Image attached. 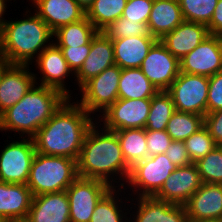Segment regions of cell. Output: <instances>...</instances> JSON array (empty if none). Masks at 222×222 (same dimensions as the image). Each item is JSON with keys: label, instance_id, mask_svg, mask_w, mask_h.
<instances>
[{"label": "cell", "instance_id": "1", "mask_svg": "<svg viewBox=\"0 0 222 222\" xmlns=\"http://www.w3.org/2000/svg\"><path fill=\"white\" fill-rule=\"evenodd\" d=\"M77 173L78 177L101 180L112 188L124 187L130 167L126 164L115 131L105 129L98 121L94 122L85 136L77 160Z\"/></svg>", "mask_w": 222, "mask_h": 222}, {"label": "cell", "instance_id": "2", "mask_svg": "<svg viewBox=\"0 0 222 222\" xmlns=\"http://www.w3.org/2000/svg\"><path fill=\"white\" fill-rule=\"evenodd\" d=\"M95 121L75 99H67L33 137L36 152L78 160L85 136Z\"/></svg>", "mask_w": 222, "mask_h": 222}, {"label": "cell", "instance_id": "3", "mask_svg": "<svg viewBox=\"0 0 222 222\" xmlns=\"http://www.w3.org/2000/svg\"><path fill=\"white\" fill-rule=\"evenodd\" d=\"M67 99L54 88L35 84L19 102L0 115V132L33 138Z\"/></svg>", "mask_w": 222, "mask_h": 222}, {"label": "cell", "instance_id": "4", "mask_svg": "<svg viewBox=\"0 0 222 222\" xmlns=\"http://www.w3.org/2000/svg\"><path fill=\"white\" fill-rule=\"evenodd\" d=\"M20 19L2 26L4 51L10 64L32 65L39 54L53 43L54 32L28 7ZM24 18V19H23Z\"/></svg>", "mask_w": 222, "mask_h": 222}, {"label": "cell", "instance_id": "5", "mask_svg": "<svg viewBox=\"0 0 222 222\" xmlns=\"http://www.w3.org/2000/svg\"><path fill=\"white\" fill-rule=\"evenodd\" d=\"M77 178V160L36 152L31 164L27 186L33 196H37L66 191Z\"/></svg>", "mask_w": 222, "mask_h": 222}, {"label": "cell", "instance_id": "6", "mask_svg": "<svg viewBox=\"0 0 222 222\" xmlns=\"http://www.w3.org/2000/svg\"><path fill=\"white\" fill-rule=\"evenodd\" d=\"M177 167L164 153L147 157L130 168L123 189L127 193L132 190L127 194L130 197H154Z\"/></svg>", "mask_w": 222, "mask_h": 222}, {"label": "cell", "instance_id": "7", "mask_svg": "<svg viewBox=\"0 0 222 222\" xmlns=\"http://www.w3.org/2000/svg\"><path fill=\"white\" fill-rule=\"evenodd\" d=\"M121 68L113 65L96 77L87 81L79 90L80 99L76 102L97 119L117 99ZM99 113V114H98ZM97 116V117H96Z\"/></svg>", "mask_w": 222, "mask_h": 222}, {"label": "cell", "instance_id": "8", "mask_svg": "<svg viewBox=\"0 0 222 222\" xmlns=\"http://www.w3.org/2000/svg\"><path fill=\"white\" fill-rule=\"evenodd\" d=\"M5 143L0 151V181L15 184H27L33 158L36 154L33 138L19 139Z\"/></svg>", "mask_w": 222, "mask_h": 222}, {"label": "cell", "instance_id": "9", "mask_svg": "<svg viewBox=\"0 0 222 222\" xmlns=\"http://www.w3.org/2000/svg\"><path fill=\"white\" fill-rule=\"evenodd\" d=\"M208 89L207 76L180 72L167 92L172 97L175 110L205 116Z\"/></svg>", "mask_w": 222, "mask_h": 222}, {"label": "cell", "instance_id": "10", "mask_svg": "<svg viewBox=\"0 0 222 222\" xmlns=\"http://www.w3.org/2000/svg\"><path fill=\"white\" fill-rule=\"evenodd\" d=\"M111 189L101 180L78 177L66 189L70 222H90L94 208Z\"/></svg>", "mask_w": 222, "mask_h": 222}, {"label": "cell", "instance_id": "11", "mask_svg": "<svg viewBox=\"0 0 222 222\" xmlns=\"http://www.w3.org/2000/svg\"><path fill=\"white\" fill-rule=\"evenodd\" d=\"M33 63L41 77L37 78L39 74L34 72L37 85L54 88L68 99L73 98V92L69 90L70 85H67L66 79L72 77L75 81V74L66 62L61 49L54 42L45 48Z\"/></svg>", "mask_w": 222, "mask_h": 222}, {"label": "cell", "instance_id": "12", "mask_svg": "<svg viewBox=\"0 0 222 222\" xmlns=\"http://www.w3.org/2000/svg\"><path fill=\"white\" fill-rule=\"evenodd\" d=\"M150 106L151 99L118 98L96 121L111 131L145 128Z\"/></svg>", "mask_w": 222, "mask_h": 222}, {"label": "cell", "instance_id": "13", "mask_svg": "<svg viewBox=\"0 0 222 222\" xmlns=\"http://www.w3.org/2000/svg\"><path fill=\"white\" fill-rule=\"evenodd\" d=\"M140 69L158 91H167L180 73V60L157 40L148 51Z\"/></svg>", "mask_w": 222, "mask_h": 222}, {"label": "cell", "instance_id": "14", "mask_svg": "<svg viewBox=\"0 0 222 222\" xmlns=\"http://www.w3.org/2000/svg\"><path fill=\"white\" fill-rule=\"evenodd\" d=\"M222 71V46L217 35L210 34L195 49L180 59V72L210 77Z\"/></svg>", "mask_w": 222, "mask_h": 222}, {"label": "cell", "instance_id": "15", "mask_svg": "<svg viewBox=\"0 0 222 222\" xmlns=\"http://www.w3.org/2000/svg\"><path fill=\"white\" fill-rule=\"evenodd\" d=\"M130 200L129 222H188L185 205L172 204L155 197H130Z\"/></svg>", "mask_w": 222, "mask_h": 222}, {"label": "cell", "instance_id": "16", "mask_svg": "<svg viewBox=\"0 0 222 222\" xmlns=\"http://www.w3.org/2000/svg\"><path fill=\"white\" fill-rule=\"evenodd\" d=\"M202 185L198 168L195 163H192L177 167L154 197L172 204L185 205Z\"/></svg>", "mask_w": 222, "mask_h": 222}, {"label": "cell", "instance_id": "17", "mask_svg": "<svg viewBox=\"0 0 222 222\" xmlns=\"http://www.w3.org/2000/svg\"><path fill=\"white\" fill-rule=\"evenodd\" d=\"M185 208L188 222H222V184L203 183Z\"/></svg>", "mask_w": 222, "mask_h": 222}, {"label": "cell", "instance_id": "18", "mask_svg": "<svg viewBox=\"0 0 222 222\" xmlns=\"http://www.w3.org/2000/svg\"><path fill=\"white\" fill-rule=\"evenodd\" d=\"M30 65L11 64L0 81V115L19 102L36 84Z\"/></svg>", "mask_w": 222, "mask_h": 222}, {"label": "cell", "instance_id": "19", "mask_svg": "<svg viewBox=\"0 0 222 222\" xmlns=\"http://www.w3.org/2000/svg\"><path fill=\"white\" fill-rule=\"evenodd\" d=\"M113 65H115V60L112 39L103 31H98L92 38L91 50L82 67L75 74V82L72 83L78 85L80 89L87 81Z\"/></svg>", "mask_w": 222, "mask_h": 222}, {"label": "cell", "instance_id": "20", "mask_svg": "<svg viewBox=\"0 0 222 222\" xmlns=\"http://www.w3.org/2000/svg\"><path fill=\"white\" fill-rule=\"evenodd\" d=\"M30 8L55 32L59 27L86 17V11L76 0H28Z\"/></svg>", "mask_w": 222, "mask_h": 222}, {"label": "cell", "instance_id": "21", "mask_svg": "<svg viewBox=\"0 0 222 222\" xmlns=\"http://www.w3.org/2000/svg\"><path fill=\"white\" fill-rule=\"evenodd\" d=\"M33 194L27 184L0 181V216L7 222H25Z\"/></svg>", "mask_w": 222, "mask_h": 222}, {"label": "cell", "instance_id": "22", "mask_svg": "<svg viewBox=\"0 0 222 222\" xmlns=\"http://www.w3.org/2000/svg\"><path fill=\"white\" fill-rule=\"evenodd\" d=\"M25 222H70L66 191L33 196Z\"/></svg>", "mask_w": 222, "mask_h": 222}, {"label": "cell", "instance_id": "23", "mask_svg": "<svg viewBox=\"0 0 222 222\" xmlns=\"http://www.w3.org/2000/svg\"><path fill=\"white\" fill-rule=\"evenodd\" d=\"M209 35L210 33L206 25L183 21L160 41L174 57L180 60Z\"/></svg>", "mask_w": 222, "mask_h": 222}, {"label": "cell", "instance_id": "24", "mask_svg": "<svg viewBox=\"0 0 222 222\" xmlns=\"http://www.w3.org/2000/svg\"><path fill=\"white\" fill-rule=\"evenodd\" d=\"M157 39L153 36H130L112 39L115 64L121 69L140 68Z\"/></svg>", "mask_w": 222, "mask_h": 222}, {"label": "cell", "instance_id": "25", "mask_svg": "<svg viewBox=\"0 0 222 222\" xmlns=\"http://www.w3.org/2000/svg\"><path fill=\"white\" fill-rule=\"evenodd\" d=\"M183 21L178 0H154L147 26L149 33L160 40Z\"/></svg>", "mask_w": 222, "mask_h": 222}, {"label": "cell", "instance_id": "26", "mask_svg": "<svg viewBox=\"0 0 222 222\" xmlns=\"http://www.w3.org/2000/svg\"><path fill=\"white\" fill-rule=\"evenodd\" d=\"M126 193L123 188H112L94 208L90 222H129L130 196Z\"/></svg>", "mask_w": 222, "mask_h": 222}, {"label": "cell", "instance_id": "27", "mask_svg": "<svg viewBox=\"0 0 222 222\" xmlns=\"http://www.w3.org/2000/svg\"><path fill=\"white\" fill-rule=\"evenodd\" d=\"M158 90L140 68L122 69L119 79L118 98L151 99Z\"/></svg>", "mask_w": 222, "mask_h": 222}, {"label": "cell", "instance_id": "28", "mask_svg": "<svg viewBox=\"0 0 222 222\" xmlns=\"http://www.w3.org/2000/svg\"><path fill=\"white\" fill-rule=\"evenodd\" d=\"M97 32L95 26L85 17L82 20L59 27L53 34V42L58 47L86 45Z\"/></svg>", "mask_w": 222, "mask_h": 222}, {"label": "cell", "instance_id": "29", "mask_svg": "<svg viewBox=\"0 0 222 222\" xmlns=\"http://www.w3.org/2000/svg\"><path fill=\"white\" fill-rule=\"evenodd\" d=\"M115 132L126 164L130 168L148 157L145 128L123 129Z\"/></svg>", "mask_w": 222, "mask_h": 222}, {"label": "cell", "instance_id": "30", "mask_svg": "<svg viewBox=\"0 0 222 222\" xmlns=\"http://www.w3.org/2000/svg\"><path fill=\"white\" fill-rule=\"evenodd\" d=\"M128 0H95L86 11V17L98 31H104L122 17Z\"/></svg>", "mask_w": 222, "mask_h": 222}, {"label": "cell", "instance_id": "31", "mask_svg": "<svg viewBox=\"0 0 222 222\" xmlns=\"http://www.w3.org/2000/svg\"><path fill=\"white\" fill-rule=\"evenodd\" d=\"M174 103L167 91H158L151 98L150 112L147 117L145 130L164 131L172 114Z\"/></svg>", "mask_w": 222, "mask_h": 222}, {"label": "cell", "instance_id": "32", "mask_svg": "<svg viewBox=\"0 0 222 222\" xmlns=\"http://www.w3.org/2000/svg\"><path fill=\"white\" fill-rule=\"evenodd\" d=\"M204 126V116L175 110L168 121L166 132L173 141H185Z\"/></svg>", "mask_w": 222, "mask_h": 222}, {"label": "cell", "instance_id": "33", "mask_svg": "<svg viewBox=\"0 0 222 222\" xmlns=\"http://www.w3.org/2000/svg\"><path fill=\"white\" fill-rule=\"evenodd\" d=\"M184 21L208 25L218 0H178Z\"/></svg>", "mask_w": 222, "mask_h": 222}, {"label": "cell", "instance_id": "34", "mask_svg": "<svg viewBox=\"0 0 222 222\" xmlns=\"http://www.w3.org/2000/svg\"><path fill=\"white\" fill-rule=\"evenodd\" d=\"M195 164L203 183L222 184V147L217 146Z\"/></svg>", "mask_w": 222, "mask_h": 222}, {"label": "cell", "instance_id": "35", "mask_svg": "<svg viewBox=\"0 0 222 222\" xmlns=\"http://www.w3.org/2000/svg\"><path fill=\"white\" fill-rule=\"evenodd\" d=\"M184 144L192 163L197 162L217 147L205 126L187 138Z\"/></svg>", "mask_w": 222, "mask_h": 222}, {"label": "cell", "instance_id": "36", "mask_svg": "<svg viewBox=\"0 0 222 222\" xmlns=\"http://www.w3.org/2000/svg\"><path fill=\"white\" fill-rule=\"evenodd\" d=\"M110 39L127 38L130 36H152L146 23L133 22L120 17L103 31Z\"/></svg>", "mask_w": 222, "mask_h": 222}, {"label": "cell", "instance_id": "37", "mask_svg": "<svg viewBox=\"0 0 222 222\" xmlns=\"http://www.w3.org/2000/svg\"><path fill=\"white\" fill-rule=\"evenodd\" d=\"M154 0H128L122 17L133 22L148 23Z\"/></svg>", "mask_w": 222, "mask_h": 222}, {"label": "cell", "instance_id": "38", "mask_svg": "<svg viewBox=\"0 0 222 222\" xmlns=\"http://www.w3.org/2000/svg\"><path fill=\"white\" fill-rule=\"evenodd\" d=\"M70 69L76 74L91 50V41L86 45L59 47Z\"/></svg>", "mask_w": 222, "mask_h": 222}, {"label": "cell", "instance_id": "39", "mask_svg": "<svg viewBox=\"0 0 222 222\" xmlns=\"http://www.w3.org/2000/svg\"><path fill=\"white\" fill-rule=\"evenodd\" d=\"M147 140L148 157H152L158 154H163L168 149L169 145L173 141L168 135L166 130L154 131L145 130Z\"/></svg>", "mask_w": 222, "mask_h": 222}, {"label": "cell", "instance_id": "40", "mask_svg": "<svg viewBox=\"0 0 222 222\" xmlns=\"http://www.w3.org/2000/svg\"><path fill=\"white\" fill-rule=\"evenodd\" d=\"M207 113L222 110V71L208 77Z\"/></svg>", "mask_w": 222, "mask_h": 222}, {"label": "cell", "instance_id": "41", "mask_svg": "<svg viewBox=\"0 0 222 222\" xmlns=\"http://www.w3.org/2000/svg\"><path fill=\"white\" fill-rule=\"evenodd\" d=\"M164 154L178 167L192 164L183 141H172Z\"/></svg>", "mask_w": 222, "mask_h": 222}, {"label": "cell", "instance_id": "42", "mask_svg": "<svg viewBox=\"0 0 222 222\" xmlns=\"http://www.w3.org/2000/svg\"><path fill=\"white\" fill-rule=\"evenodd\" d=\"M204 126L217 146L222 147V110L207 113L204 116Z\"/></svg>", "mask_w": 222, "mask_h": 222}, {"label": "cell", "instance_id": "43", "mask_svg": "<svg viewBox=\"0 0 222 222\" xmlns=\"http://www.w3.org/2000/svg\"><path fill=\"white\" fill-rule=\"evenodd\" d=\"M207 27L210 34L218 36L222 33V0H218L212 19Z\"/></svg>", "mask_w": 222, "mask_h": 222}, {"label": "cell", "instance_id": "44", "mask_svg": "<svg viewBox=\"0 0 222 222\" xmlns=\"http://www.w3.org/2000/svg\"><path fill=\"white\" fill-rule=\"evenodd\" d=\"M13 0H0V28H2V26L4 25V23L7 21V19L5 20L4 15L6 14V11L8 9L7 7V3L11 2ZM16 0H14L15 2Z\"/></svg>", "mask_w": 222, "mask_h": 222}, {"label": "cell", "instance_id": "45", "mask_svg": "<svg viewBox=\"0 0 222 222\" xmlns=\"http://www.w3.org/2000/svg\"><path fill=\"white\" fill-rule=\"evenodd\" d=\"M1 61H7V58L4 51L3 31L0 28V62Z\"/></svg>", "mask_w": 222, "mask_h": 222}, {"label": "cell", "instance_id": "46", "mask_svg": "<svg viewBox=\"0 0 222 222\" xmlns=\"http://www.w3.org/2000/svg\"><path fill=\"white\" fill-rule=\"evenodd\" d=\"M95 0H76V2L87 11Z\"/></svg>", "mask_w": 222, "mask_h": 222}, {"label": "cell", "instance_id": "47", "mask_svg": "<svg viewBox=\"0 0 222 222\" xmlns=\"http://www.w3.org/2000/svg\"><path fill=\"white\" fill-rule=\"evenodd\" d=\"M11 64L8 61H1L0 62V81L4 74V71L10 66Z\"/></svg>", "mask_w": 222, "mask_h": 222}, {"label": "cell", "instance_id": "48", "mask_svg": "<svg viewBox=\"0 0 222 222\" xmlns=\"http://www.w3.org/2000/svg\"><path fill=\"white\" fill-rule=\"evenodd\" d=\"M220 42H221V46H222V33L218 35Z\"/></svg>", "mask_w": 222, "mask_h": 222}, {"label": "cell", "instance_id": "49", "mask_svg": "<svg viewBox=\"0 0 222 222\" xmlns=\"http://www.w3.org/2000/svg\"><path fill=\"white\" fill-rule=\"evenodd\" d=\"M0 222H7L3 217L0 216Z\"/></svg>", "mask_w": 222, "mask_h": 222}]
</instances>
